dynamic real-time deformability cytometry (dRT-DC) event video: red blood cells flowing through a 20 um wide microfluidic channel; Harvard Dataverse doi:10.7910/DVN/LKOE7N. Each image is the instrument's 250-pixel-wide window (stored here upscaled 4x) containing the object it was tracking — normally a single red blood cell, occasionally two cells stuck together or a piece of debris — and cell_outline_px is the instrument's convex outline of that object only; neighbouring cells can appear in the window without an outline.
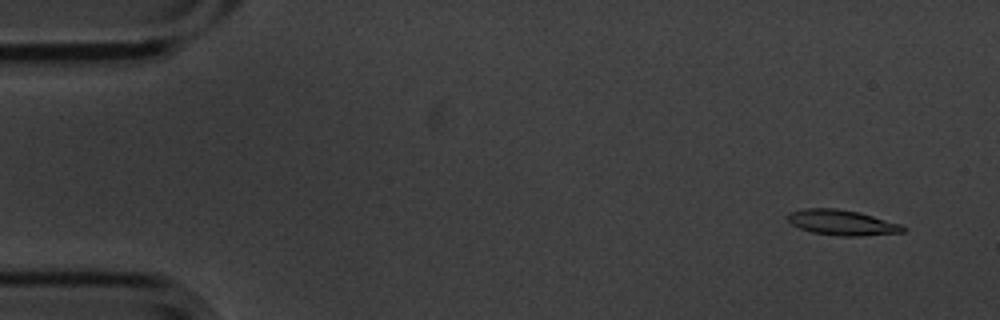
{"species": "common noctule bat (a hibernating species)", "species_latin": "Nyctalus noctula", "temperature_condition": "cold", "stored_images_in_passage": 8, "camera_frame_rate_fps": 3000, "um_per_image_px": 0.085, "animal": {"sex": "male", "body_mass_g": 20.1, "forearm_length_mm": 53.5}, "frame": {"image": 1, "passage_image": 1, "time_ms": 0.0, "image_size_px": [1000, 320], "cell_outline_px": [[908, 228], [904, 232], [860, 236], [840, 236], [812, 232], [800, 228], [792, 224], [784, 216], [788, 212], [804, 208], [836, 208], [860, 212], [904, 224]], "centroid_in_image_um": [71.6, 18.91], "position_along_channel_um": 13.4, "area_um2": 17.4}}
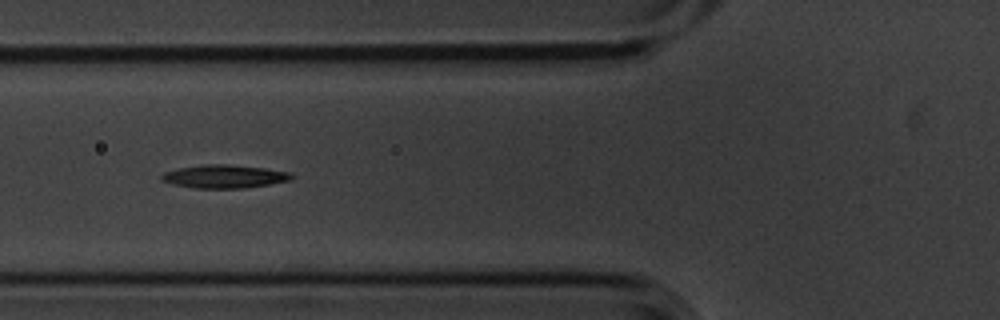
{"frame": {"image": 2, "passage_image": 6, "time_ms": 1.667, "image_size_px": [1000, 320], "cell_outline_px": [[292, 176], [288, 180], [268, 184], [244, 188], [192, 188], [172, 184], [160, 180], [160, 176], [164, 172], [180, 168], [204, 164], [228, 164], [264, 168], [288, 172]], "centroid_in_image_um": [18.98, 15.0], "position_along_channel_um": 106.8, "area_um2": 17.4}}
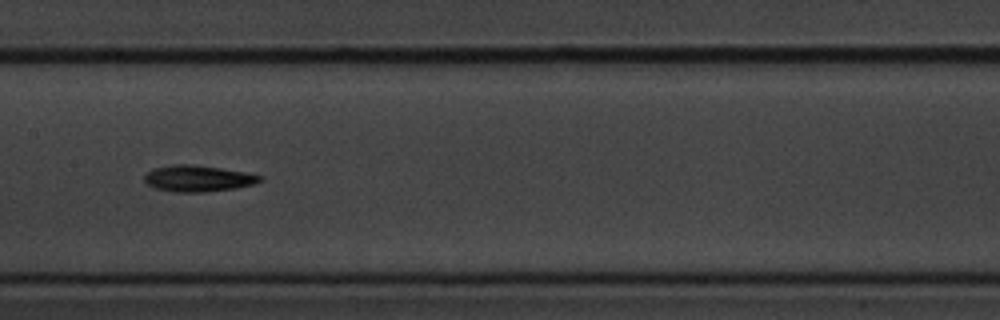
{"frame": {"image": 3, "passage_image": 8, "time_ms": 2.333, "image_size_px": [1000, 320], "cell_outline_px": [[264, 176], [260, 180], [252, 184], [236, 188], [204, 192], [176, 192], [156, 188], [148, 184], [144, 180], [144, 176], [152, 168], [172, 164], [192, 164], [220, 168], [244, 172]], "centroid_in_image_um": [16.8, 15.16], "position_along_channel_um": 190.6, "area_um2": 17.57}}